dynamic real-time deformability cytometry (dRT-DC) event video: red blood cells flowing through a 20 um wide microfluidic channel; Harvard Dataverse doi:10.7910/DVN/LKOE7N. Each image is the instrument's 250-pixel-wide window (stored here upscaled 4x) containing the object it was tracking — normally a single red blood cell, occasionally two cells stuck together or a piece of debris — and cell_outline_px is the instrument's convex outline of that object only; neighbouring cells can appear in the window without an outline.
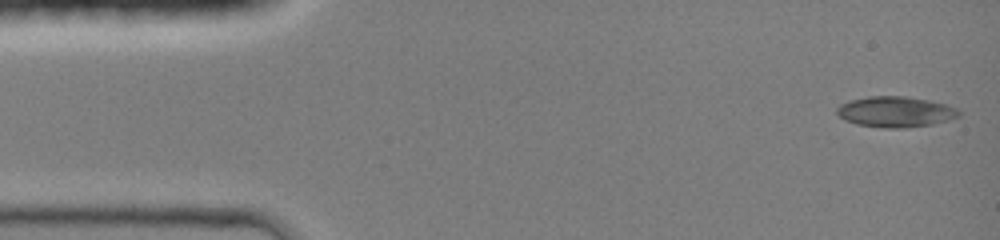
{"species": "common noctule bat (a hibernating species)", "species_latin": "Nyctalus noctula", "temperature_condition": "room temperature", "stored_images_in_passage": 44, "camera_frame_rate_fps": 3000, "um_per_image_px": 0.085, "animal": {"sex": "female", "body_mass_g": 19.0, "forearm_length_mm": 51.5}, "frame": {"image": 1, "passage_image": 1, "time_ms": 0.0, "image_size_px": [1000, 240], "cell_outline_px": [[960, 116], [948, 120], [932, 124], [904, 128], [888, 128], [856, 124], [844, 120], [836, 112], [836, 108], [840, 104], [848, 100], [868, 96], [908, 96], [928, 100], [944, 104], [956, 108], [960, 112]], "centroid_in_image_um": [76.09, 9.49], "position_along_channel_um": 8.9, "area_um2": 21.85}}
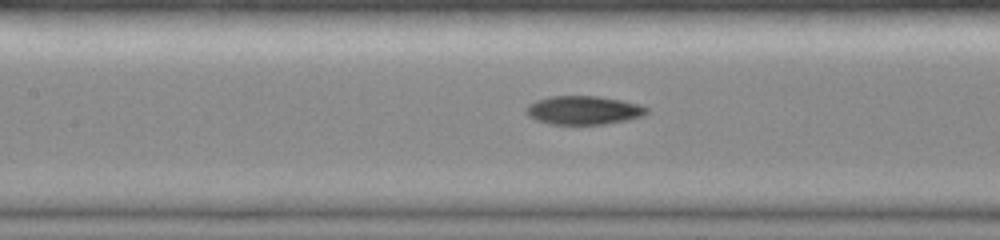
{"frame": {"image": 2, "passage_image": 19, "time_ms": 6.0, "image_size_px": [1000, 240], "cell_outline_px": [[648, 112], [644, 116], [628, 120], [604, 124], [548, 124], [536, 120], [528, 116], [524, 112], [524, 108], [528, 104], [536, 100], [548, 96], [596, 96], [620, 100], [640, 104], [648, 108]], "centroid_in_image_um": [49.57, 9.37], "position_along_channel_um": 157.8, "area_um2": 20.35}}
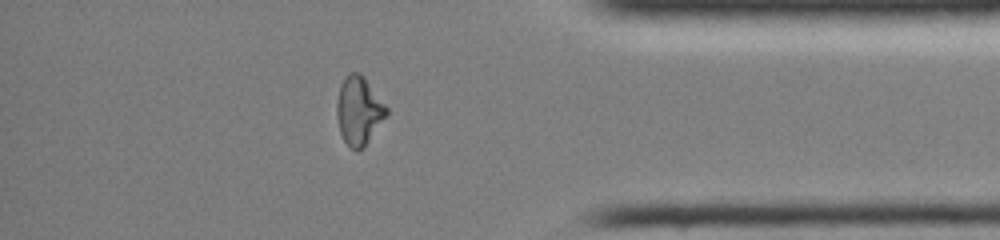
{"frame": {"image": 3, "passage_image": 37, "time_ms": 12.0, "image_size_px": [1000, 240], "cell_outline_px": [[388, 116], [364, 148], [356, 152], [344, 140], [340, 132], [336, 116], [336, 104], [340, 84], [348, 72], [360, 72], [364, 76], [388, 108]], "centroid_in_image_um": [30.51, 9.41], "position_along_channel_um": 404.7, "area_um2": 20.17}, "authors_computed_cell_mechanics": {"area_um2": 20.3167, "velocity_mm_per_s": 4.3262, "shape_relaxation_time_tau1_ms": null, "shape_relaxation_time_tau2_ms": 2.4063, "deformation_change_tau1": null, "deformation_change_tau2": 0.0671}}